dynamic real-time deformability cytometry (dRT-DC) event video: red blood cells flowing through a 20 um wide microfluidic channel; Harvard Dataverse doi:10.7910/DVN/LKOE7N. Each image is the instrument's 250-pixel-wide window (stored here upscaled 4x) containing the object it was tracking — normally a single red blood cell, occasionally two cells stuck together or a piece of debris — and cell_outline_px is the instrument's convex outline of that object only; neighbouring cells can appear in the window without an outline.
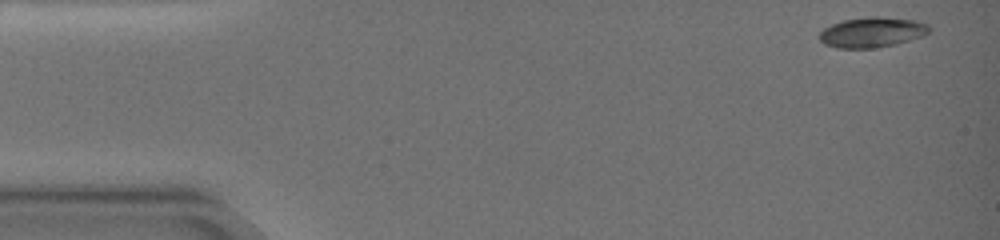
{"species": "common noctule bat (a hibernating species)", "species_latin": "Nyctalus noctula", "temperature_condition": "warm", "stored_images_in_passage": 5, "camera_frame_rate_fps": 3000, "um_per_image_px": 0.085, "animal": {"sex": "female", "body_mass_g": 19.0, "forearm_length_mm": 51.5}, "frame": {"image": 1, "passage_image": 1, "time_ms": 0.0, "image_size_px": [1000, 240], "cell_outline_px": [[932, 28], [924, 36], [896, 44], [876, 48], [836, 48], [824, 44], [820, 40], [820, 32], [824, 28], [832, 24], [844, 20], [868, 16], [876, 16], [912, 20], [928, 24]], "centroid_in_image_um": [74.13, 2.75], "position_along_channel_um": 10.9, "area_um2": 19.36}}
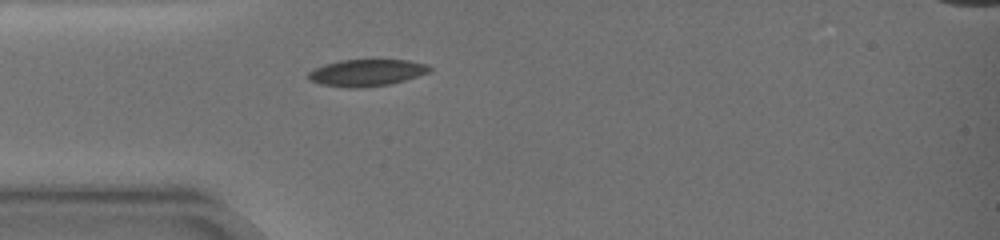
{"frame": {"image": 2, "passage_image": 5, "time_ms": 4.667, "image_size_px": [1000, 240], "cell_outline_px": [[432, 68], [428, 72], [404, 80], [388, 84], [364, 88], [348, 88], [320, 84], [308, 80], [308, 72], [324, 64], [340, 60], [408, 60], [428, 64]], "centroid_in_image_um": [31.13, 6.18], "position_along_channel_um": 53.9, "area_um2": 18.9}}